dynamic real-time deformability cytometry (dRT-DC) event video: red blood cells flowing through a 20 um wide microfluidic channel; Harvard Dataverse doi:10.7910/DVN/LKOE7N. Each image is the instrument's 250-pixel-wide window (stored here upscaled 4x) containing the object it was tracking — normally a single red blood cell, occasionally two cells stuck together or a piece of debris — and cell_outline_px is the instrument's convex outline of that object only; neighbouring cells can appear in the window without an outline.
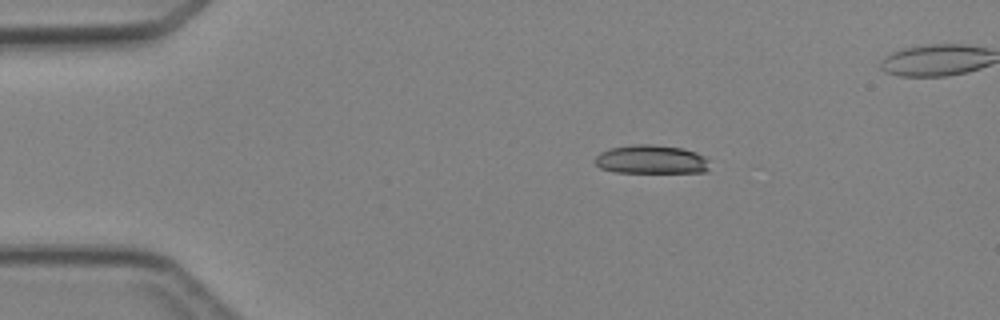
{"species": "Egyptian fruit bat (a non-hibernating species)", "species_latin": "Rousettus aegyptiacus", "temperature_condition": "cold", "stored_images_in_passage": 4, "camera_frame_rate_fps": 3000, "um_per_image_px": 0.085, "animal": {"sex": "female"}, "frame": {"image": 1, "passage_image": 1, "time_ms": 0.0, "image_size_px": [1000, 320], "cell_outline_px": [[708, 172], [616, 172], [600, 168], [596, 164], [596, 156], [600, 152], [608, 148], [632, 144], [652, 144], [684, 148], [696, 152], [704, 156], [708, 160]], "centroid_in_image_um": [55.36, 13.54], "position_along_channel_um": 29.6, "area_um2": 19.31}}